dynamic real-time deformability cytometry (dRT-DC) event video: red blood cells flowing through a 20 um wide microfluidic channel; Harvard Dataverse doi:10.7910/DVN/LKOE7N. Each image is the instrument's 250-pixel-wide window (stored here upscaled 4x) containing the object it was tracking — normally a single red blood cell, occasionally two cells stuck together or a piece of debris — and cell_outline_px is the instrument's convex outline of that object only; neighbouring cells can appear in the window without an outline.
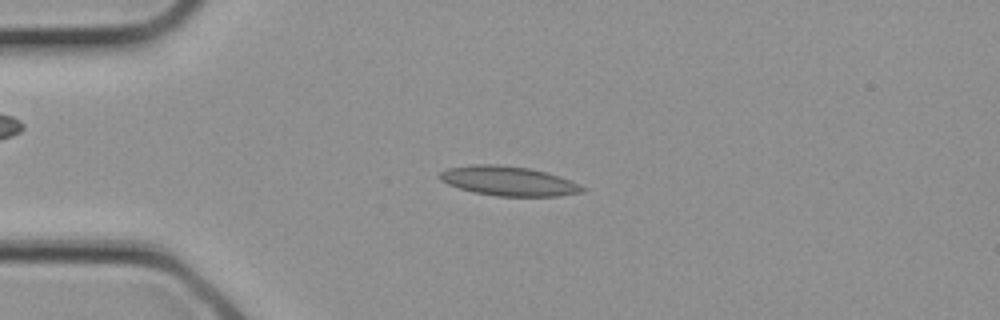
{"species": "common noctule bat (a hibernating species)", "species_latin": "Nyctalus noctula", "temperature_condition": "cold", "stored_images_in_passage": 1, "camera_frame_rate_fps": 3000, "um_per_image_px": 0.085, "animal": {"sex": "female", "body_mass_g": 21.9}, "frame": {"image": 1, "passage_image": 1, "time_ms": 0.0, "image_size_px": [1000, 320], "cell_outline_px": [[588, 188], [584, 192], [556, 196], [496, 196], [472, 192], [448, 184], [440, 180], [440, 172], [448, 168], [476, 164], [496, 164], [528, 168], [544, 172], [568, 180]], "centroid_in_image_um": [43.21, 15.39], "position_along_channel_um": 41.8, "area_um2": 24.22}}